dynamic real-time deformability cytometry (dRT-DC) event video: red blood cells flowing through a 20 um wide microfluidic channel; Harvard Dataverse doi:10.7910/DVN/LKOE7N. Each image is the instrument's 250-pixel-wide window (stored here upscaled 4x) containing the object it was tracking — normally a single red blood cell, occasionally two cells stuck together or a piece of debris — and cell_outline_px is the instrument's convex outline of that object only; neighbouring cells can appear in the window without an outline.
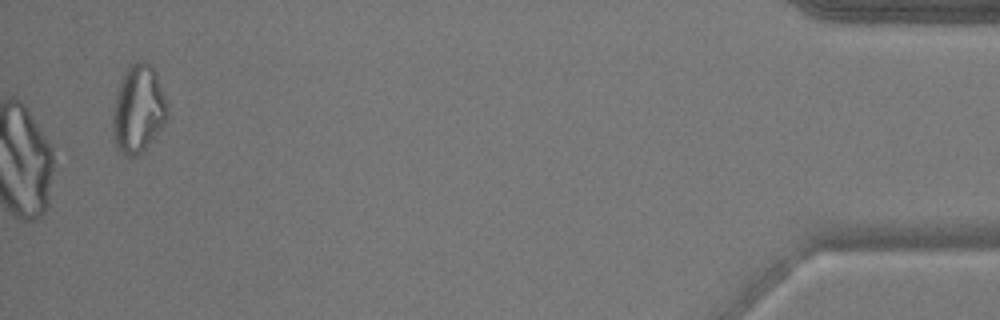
{"species": "common noctule bat (a hibernating species)", "species_latin": "Nyctalus noctula", "temperature_condition": "warm", "stored_images_in_passage": 52, "camera_frame_rate_fps": 3000, "um_per_image_px": 0.085, "animal": {"sex": "male", "body_mass_g": 17.9}, "frame": {"image": 1, "passage_image": 52, "time_ms": 17.0, "image_size_px": [1000, 320], "cell_outline_px": [[168, 120], [148, 144], [136, 156], [128, 156], [116, 148], [112, 136], [112, 116], [116, 96], [120, 80], [124, 72], [136, 60], [144, 60], [152, 64], [156, 72], [168, 100]], "centroid_in_image_um": [11.77, 9.23], "position_along_channel_um": 423.4, "area_um2": 28.38}}